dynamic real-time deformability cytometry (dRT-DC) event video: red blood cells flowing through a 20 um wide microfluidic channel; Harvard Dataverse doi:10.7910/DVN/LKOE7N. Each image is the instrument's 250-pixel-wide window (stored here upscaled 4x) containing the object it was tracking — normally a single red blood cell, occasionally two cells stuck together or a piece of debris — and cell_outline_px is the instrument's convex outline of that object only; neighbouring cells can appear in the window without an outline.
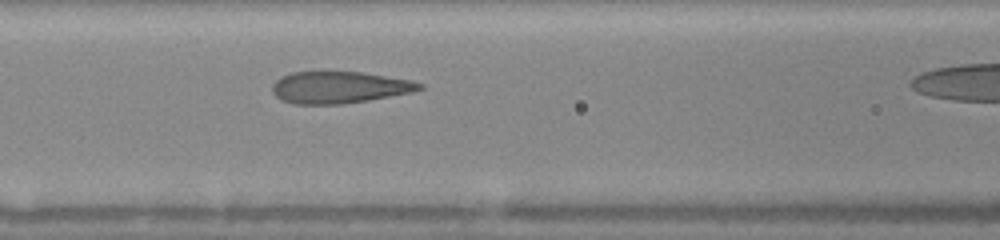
{"species": "human", "species_latin": "Homo sapiens", "temperature_condition": "warm", "stored_images_in_passage": 28, "camera_frame_rate_fps": 3000, "um_per_image_px": 0.085, "donor": {"sex": "female"}, "frame": {"image": 1, "passage_image": 9, "time_ms": 2.667, "image_size_px": [1000, 240], "cell_outline_px": [[424, 88], [412, 92], [368, 100], [340, 104], [292, 104], [280, 100], [272, 92], [272, 84], [280, 76], [292, 72], [360, 72], [412, 80], [424, 84]], "centroid_in_image_um": [28.81, 7.43], "position_along_channel_um": 137.8, "area_um2": 27.34}}